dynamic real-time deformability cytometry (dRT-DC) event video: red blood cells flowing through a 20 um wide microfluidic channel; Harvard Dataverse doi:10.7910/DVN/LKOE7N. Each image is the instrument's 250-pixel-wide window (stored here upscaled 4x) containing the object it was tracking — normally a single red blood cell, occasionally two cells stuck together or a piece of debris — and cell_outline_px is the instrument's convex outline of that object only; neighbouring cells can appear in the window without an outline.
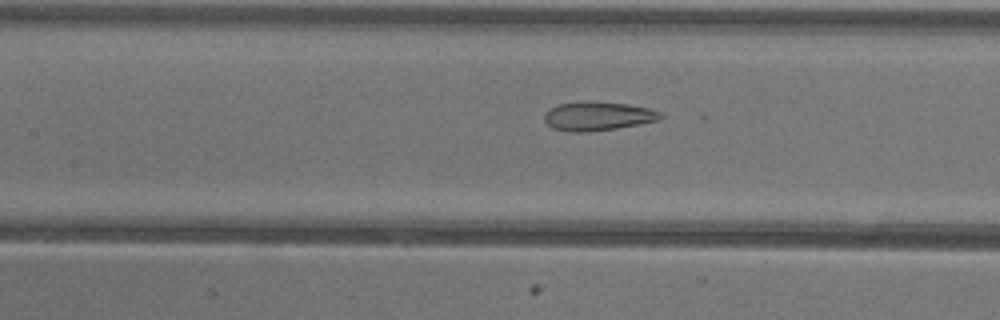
{"species": "common noctule bat (a hibernating species)", "species_latin": "Nyctalus noctula", "temperature_condition": "warm", "stored_images_in_passage": 52, "camera_frame_rate_fps": 3000, "um_per_image_px": 0.085, "animal": {"sex": "female"}, "frame": {"image": 1, "passage_image": 23, "time_ms": 7.333, "image_size_px": [1000, 320], "cell_outline_px": [[664, 116], [660, 120], [616, 128], [588, 132], [568, 132], [552, 128], [544, 120], [544, 112], [556, 104], [584, 100], [628, 104], [648, 108], [660, 112]], "centroid_in_image_um": [50.77, 9.86], "position_along_channel_um": 156.6, "area_um2": 19.83}}
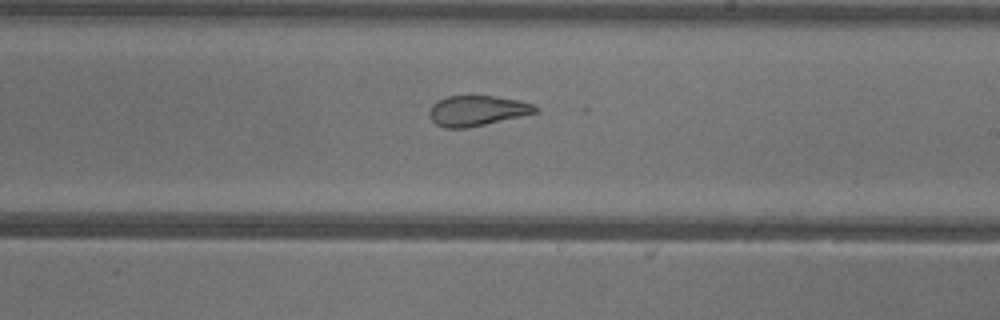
{"frame": {"image": 2, "passage_image": 30, "time_ms": 9.667, "image_size_px": [1000, 320], "cell_outline_px": [[540, 112], [468, 128], [444, 128], [436, 124], [432, 120], [428, 112], [432, 104], [448, 96], [496, 96], [516, 100], [532, 104], [540, 108]], "centroid_in_image_um": [40.57, 9.42], "position_along_channel_um": 248.4, "area_um2": 18.73}}
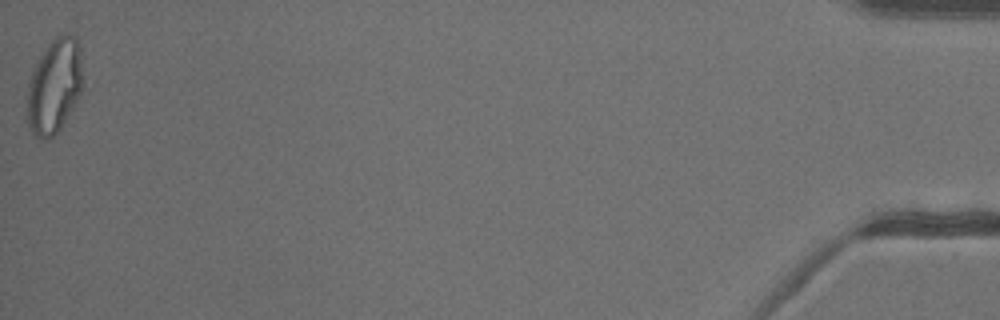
{"frame": {"image": 3, "passage_image": 52, "time_ms": 17.0, "image_size_px": [1000, 320], "cell_outline_px": [[80, 92], [72, 108], [60, 128], [52, 136], [44, 140], [40, 140], [32, 136], [28, 124], [28, 80], [36, 60], [44, 48], [56, 36], [68, 32], [76, 36], [80, 52]], "centroid_in_image_um": [4.57, 7.3], "position_along_channel_um": 430.6, "area_um2": 30.4}, "authors_computed_cell_mechanics": {"area_um2": 23.9292, "velocity_mm_per_s": 3.9489, "shape_relaxation_time_tau1_ms": null, "shape_relaxation_time_tau2_ms": 1.283, "deformation_change_tau1": null, "deformation_change_tau2": 0.0908}}